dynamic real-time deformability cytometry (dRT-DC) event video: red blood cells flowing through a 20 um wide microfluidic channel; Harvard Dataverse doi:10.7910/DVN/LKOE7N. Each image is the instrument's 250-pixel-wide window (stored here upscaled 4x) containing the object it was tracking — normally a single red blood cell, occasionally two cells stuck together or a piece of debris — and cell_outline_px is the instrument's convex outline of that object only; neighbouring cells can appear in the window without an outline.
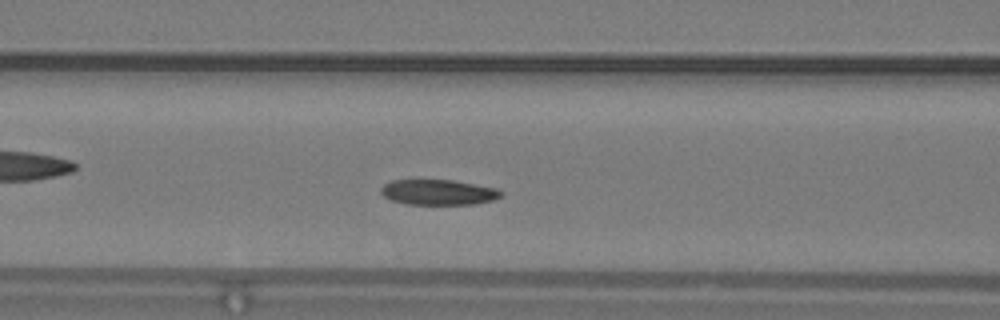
{"species": "common noctule bat (a hibernating species)", "species_latin": "Nyctalus noctula", "temperature_condition": "warm", "stored_images_in_passage": 42, "camera_frame_rate_fps": 3000, "um_per_image_px": 0.085, "animal": {"sex": "male", "body_mass_g": 19.2, "forearm_length_mm": 51.8}, "frame": {"image": 1, "passage_image": 13, "time_ms": 4.0, "image_size_px": [1000, 320], "cell_outline_px": [[504, 192], [500, 196], [492, 200], [472, 204], [408, 204], [392, 200], [384, 196], [380, 192], [380, 188], [384, 184], [392, 180], [416, 176], [452, 180], [496, 188]], "centroid_in_image_um": [37.16, 16.28], "position_along_channel_um": 129.4, "area_um2": 18.44}}
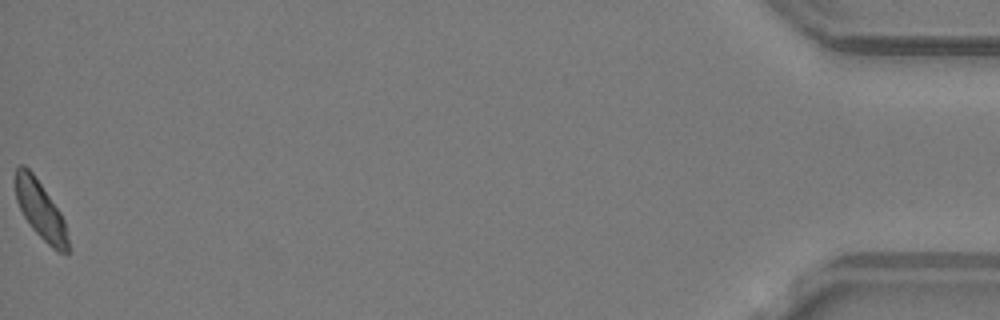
{"frame": {"image": 2, "passage_image": 42, "time_ms": 13.667, "image_size_px": [1000, 320], "cell_outline_px": [[68, 252], [60, 252], [52, 248], [32, 228], [24, 216], [16, 200], [16, 168], [20, 164], [24, 164], [32, 172], [60, 212], [64, 220], [68, 240]], "centroid_in_image_um": [3.43, 17.84], "position_along_channel_um": 431.8, "area_um2": 17.28}, "authors_computed_cell_mechanics": {"area_um2": 18.5827, "velocity_mm_per_s": 4.179, "shape_relaxation_time_tau1_ms": 6.9858, "shape_relaxation_time_tau2_ms": 2.9178, "deformation_change_tau1": 0.1112, "deformation_change_tau2": 0.0806}}